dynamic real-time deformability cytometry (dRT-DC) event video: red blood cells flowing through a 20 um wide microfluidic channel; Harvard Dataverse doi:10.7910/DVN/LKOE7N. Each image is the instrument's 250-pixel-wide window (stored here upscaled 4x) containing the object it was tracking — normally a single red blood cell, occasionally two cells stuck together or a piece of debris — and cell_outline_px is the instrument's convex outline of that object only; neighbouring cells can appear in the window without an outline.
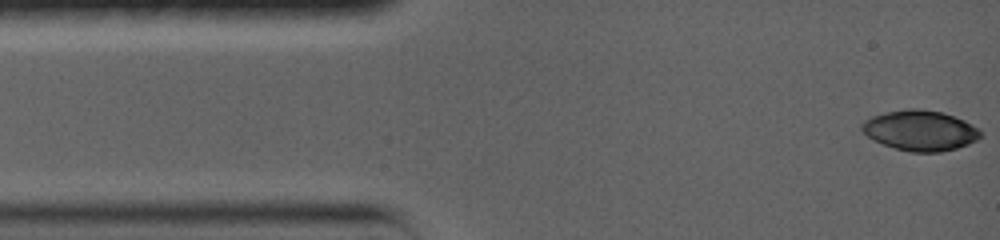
{"species": "common noctule bat (a hibernating species)", "species_latin": "Nyctalus noctula", "temperature_condition": "warm", "stored_images_in_passage": 5, "camera_frame_rate_fps": 5000, "um_per_image_px": 0.085, "animal": {"sex": "female", "body_mass_g": 19.0, "forearm_length_mm": 56.7}, "frame": {"image": 1, "passage_image": 1, "time_ms": 0.0, "image_size_px": [1000, 240], "cell_outline_px": [[980, 136], [976, 140], [968, 144], [956, 148], [940, 152], [912, 152], [896, 148], [884, 144], [868, 136], [860, 128], [860, 124], [864, 120], [872, 116], [888, 112], [908, 108], [916, 108], [940, 112], [964, 120], [972, 124], [980, 132]], "centroid_in_image_um": [78.2, 11.09], "position_along_channel_um": 6.8, "area_um2": 27.46}}
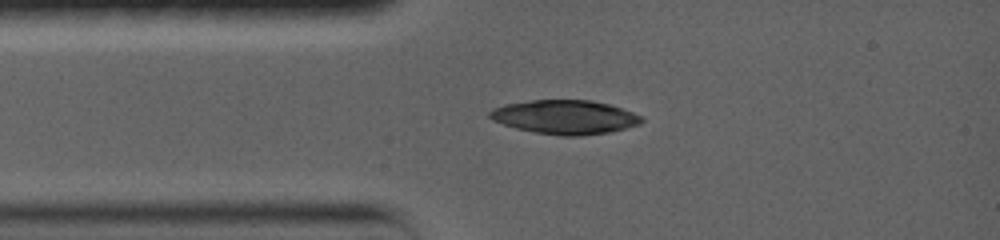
{"frame": {"image": 2, "passage_image": 5, "time_ms": 2.8, "image_size_px": [1000, 240], "cell_outline_px": [[644, 120], [640, 124], [608, 132], [580, 136], [564, 136], [536, 132], [516, 128], [492, 120], [488, 116], [488, 112], [492, 108], [504, 104], [532, 100], [592, 100], [608, 104], [632, 112], [640, 116]], "centroid_in_image_um": [47.98, 9.94], "position_along_channel_um": 37.0, "area_um2": 29.88}}